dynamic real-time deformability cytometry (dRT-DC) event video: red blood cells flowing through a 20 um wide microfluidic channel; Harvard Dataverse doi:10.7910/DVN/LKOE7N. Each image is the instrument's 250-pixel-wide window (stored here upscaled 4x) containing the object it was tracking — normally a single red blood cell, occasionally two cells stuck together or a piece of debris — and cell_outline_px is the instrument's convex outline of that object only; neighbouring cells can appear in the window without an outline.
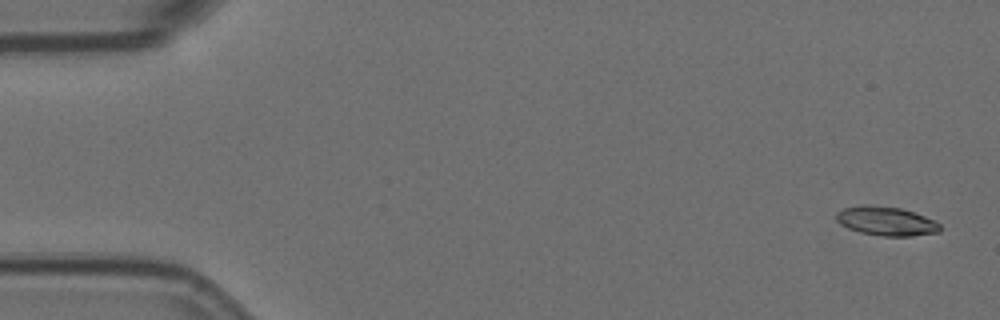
{"species": "Egyptian fruit bat (a non-hibernating species)", "species_latin": "Rousettus aegyptiacus", "temperature_condition": "room temperature", "stored_images_in_passage": 57, "camera_frame_rate_fps": 3000, "um_per_image_px": 0.085, "animal": {"sex": "female"}, "frame": {"image": 1, "passage_image": 2, "time_ms": 0.333, "image_size_px": [1000, 320], "cell_outline_px": [[940, 232], [912, 236], [884, 236], [860, 232], [848, 228], [840, 224], [836, 220], [836, 212], [844, 208], [860, 204], [872, 204], [900, 208], [924, 216], [940, 224]], "centroid_in_image_um": [75.28, 18.78], "position_along_channel_um": 9.7, "area_um2": 17.57}}
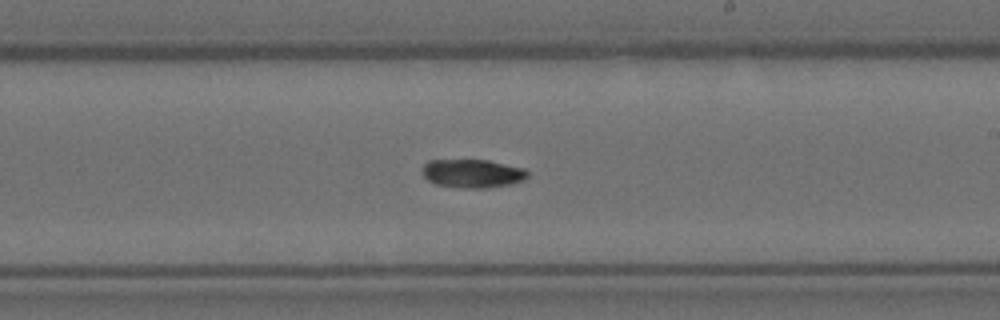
{"frame": {"image": 2, "passage_image": 33, "time_ms": 10.667, "image_size_px": [1000, 320], "cell_outline_px": [[528, 176], [524, 180], [512, 184], [488, 188], [464, 188], [436, 184], [428, 180], [420, 172], [420, 168], [428, 160], [488, 160], [524, 168], [528, 172]], "centroid_in_image_um": [40.15, 14.74], "position_along_channel_um": 248.9, "area_um2": 17.69}}
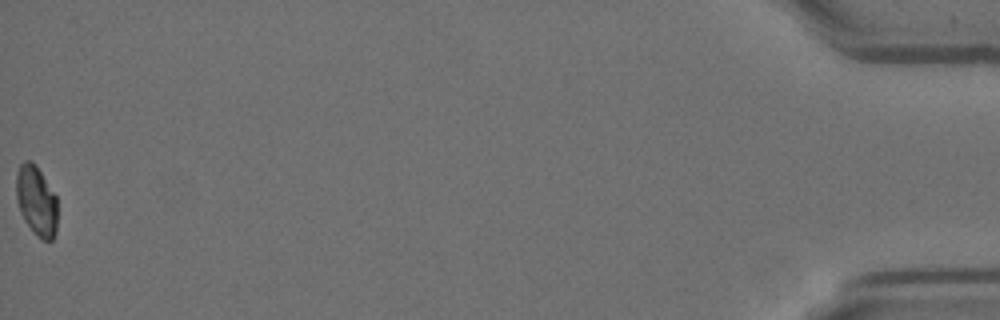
{"frame": {"image": 3, "passage_image": 57, "time_ms": 18.667, "image_size_px": [1000, 320], "cell_outline_px": [[56, 232], [52, 240], [40, 240], [36, 236], [24, 220], [20, 212], [16, 200], [16, 172], [20, 164], [24, 160], [32, 160], [56, 196]], "centroid_in_image_um": [3.06, 17.08], "position_along_channel_um": 432.1, "area_um2": 16.82}}